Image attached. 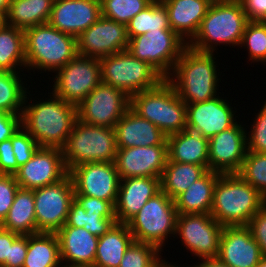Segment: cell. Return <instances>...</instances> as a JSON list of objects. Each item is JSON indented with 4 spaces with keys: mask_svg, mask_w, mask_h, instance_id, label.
<instances>
[{
    "mask_svg": "<svg viewBox=\"0 0 266 267\" xmlns=\"http://www.w3.org/2000/svg\"><path fill=\"white\" fill-rule=\"evenodd\" d=\"M26 93L21 126L34 138L40 147L62 148L77 120V108L53 93L50 99L29 103ZM52 96V97H51ZM28 99V100H27ZM28 102V105H26ZM39 102V103H38Z\"/></svg>",
    "mask_w": 266,
    "mask_h": 267,
    "instance_id": "1",
    "label": "cell"
},
{
    "mask_svg": "<svg viewBox=\"0 0 266 267\" xmlns=\"http://www.w3.org/2000/svg\"><path fill=\"white\" fill-rule=\"evenodd\" d=\"M214 55V52L198 51L188 45L182 51L167 80L186 104L205 102L219 95L220 72L216 70Z\"/></svg>",
    "mask_w": 266,
    "mask_h": 267,
    "instance_id": "2",
    "label": "cell"
},
{
    "mask_svg": "<svg viewBox=\"0 0 266 267\" xmlns=\"http://www.w3.org/2000/svg\"><path fill=\"white\" fill-rule=\"evenodd\" d=\"M265 204L266 198L238 174H220L210 214L223 227L248 226Z\"/></svg>",
    "mask_w": 266,
    "mask_h": 267,
    "instance_id": "3",
    "label": "cell"
},
{
    "mask_svg": "<svg viewBox=\"0 0 266 267\" xmlns=\"http://www.w3.org/2000/svg\"><path fill=\"white\" fill-rule=\"evenodd\" d=\"M248 22L239 0L211 3L196 35L187 45L202 52H214L218 44L239 46Z\"/></svg>",
    "mask_w": 266,
    "mask_h": 267,
    "instance_id": "4",
    "label": "cell"
},
{
    "mask_svg": "<svg viewBox=\"0 0 266 267\" xmlns=\"http://www.w3.org/2000/svg\"><path fill=\"white\" fill-rule=\"evenodd\" d=\"M26 69L56 72L77 55L76 37L49 23L24 30Z\"/></svg>",
    "mask_w": 266,
    "mask_h": 267,
    "instance_id": "5",
    "label": "cell"
},
{
    "mask_svg": "<svg viewBox=\"0 0 266 267\" xmlns=\"http://www.w3.org/2000/svg\"><path fill=\"white\" fill-rule=\"evenodd\" d=\"M130 108L156 125L166 136L186 129V103L167 79L155 88L132 95Z\"/></svg>",
    "mask_w": 266,
    "mask_h": 267,
    "instance_id": "6",
    "label": "cell"
},
{
    "mask_svg": "<svg viewBox=\"0 0 266 267\" xmlns=\"http://www.w3.org/2000/svg\"><path fill=\"white\" fill-rule=\"evenodd\" d=\"M61 149L68 172L86 163L114 162L117 150L115 130L76 120Z\"/></svg>",
    "mask_w": 266,
    "mask_h": 267,
    "instance_id": "7",
    "label": "cell"
},
{
    "mask_svg": "<svg viewBox=\"0 0 266 267\" xmlns=\"http://www.w3.org/2000/svg\"><path fill=\"white\" fill-rule=\"evenodd\" d=\"M177 216L174 200L160 191L126 224L134 241L153 244L163 251L168 236H175Z\"/></svg>",
    "mask_w": 266,
    "mask_h": 267,
    "instance_id": "8",
    "label": "cell"
},
{
    "mask_svg": "<svg viewBox=\"0 0 266 267\" xmlns=\"http://www.w3.org/2000/svg\"><path fill=\"white\" fill-rule=\"evenodd\" d=\"M102 82L124 91L129 97L155 88L164 78L148 63L128 50L99 59Z\"/></svg>",
    "mask_w": 266,
    "mask_h": 267,
    "instance_id": "9",
    "label": "cell"
},
{
    "mask_svg": "<svg viewBox=\"0 0 266 267\" xmlns=\"http://www.w3.org/2000/svg\"><path fill=\"white\" fill-rule=\"evenodd\" d=\"M186 46L187 43L174 31H148L129 38L127 50L167 79Z\"/></svg>",
    "mask_w": 266,
    "mask_h": 267,
    "instance_id": "10",
    "label": "cell"
},
{
    "mask_svg": "<svg viewBox=\"0 0 266 267\" xmlns=\"http://www.w3.org/2000/svg\"><path fill=\"white\" fill-rule=\"evenodd\" d=\"M54 78L51 93L77 107L102 82L99 59L77 54Z\"/></svg>",
    "mask_w": 266,
    "mask_h": 267,
    "instance_id": "11",
    "label": "cell"
},
{
    "mask_svg": "<svg viewBox=\"0 0 266 267\" xmlns=\"http://www.w3.org/2000/svg\"><path fill=\"white\" fill-rule=\"evenodd\" d=\"M76 108L77 120L114 128L130 108V97L124 91L101 82Z\"/></svg>",
    "mask_w": 266,
    "mask_h": 267,
    "instance_id": "12",
    "label": "cell"
},
{
    "mask_svg": "<svg viewBox=\"0 0 266 267\" xmlns=\"http://www.w3.org/2000/svg\"><path fill=\"white\" fill-rule=\"evenodd\" d=\"M34 200L38 232L57 233L65 225L74 200L70 175L55 184L34 189Z\"/></svg>",
    "mask_w": 266,
    "mask_h": 267,
    "instance_id": "13",
    "label": "cell"
},
{
    "mask_svg": "<svg viewBox=\"0 0 266 267\" xmlns=\"http://www.w3.org/2000/svg\"><path fill=\"white\" fill-rule=\"evenodd\" d=\"M222 229L210 213L178 214L175 236L199 260L217 258Z\"/></svg>",
    "mask_w": 266,
    "mask_h": 267,
    "instance_id": "14",
    "label": "cell"
},
{
    "mask_svg": "<svg viewBox=\"0 0 266 267\" xmlns=\"http://www.w3.org/2000/svg\"><path fill=\"white\" fill-rule=\"evenodd\" d=\"M74 195H84L109 201L117 200L120 177L114 162H93L78 165L69 171Z\"/></svg>",
    "mask_w": 266,
    "mask_h": 267,
    "instance_id": "15",
    "label": "cell"
},
{
    "mask_svg": "<svg viewBox=\"0 0 266 267\" xmlns=\"http://www.w3.org/2000/svg\"><path fill=\"white\" fill-rule=\"evenodd\" d=\"M128 42L127 25L101 16L76 38L77 54L100 59L127 50Z\"/></svg>",
    "mask_w": 266,
    "mask_h": 267,
    "instance_id": "16",
    "label": "cell"
},
{
    "mask_svg": "<svg viewBox=\"0 0 266 267\" xmlns=\"http://www.w3.org/2000/svg\"><path fill=\"white\" fill-rule=\"evenodd\" d=\"M68 174L61 148L39 147L14 175L20 188L34 190L55 184Z\"/></svg>",
    "mask_w": 266,
    "mask_h": 267,
    "instance_id": "17",
    "label": "cell"
},
{
    "mask_svg": "<svg viewBox=\"0 0 266 267\" xmlns=\"http://www.w3.org/2000/svg\"><path fill=\"white\" fill-rule=\"evenodd\" d=\"M239 123V124H238ZM247 131L237 122L209 139V170L237 174L247 153Z\"/></svg>",
    "mask_w": 266,
    "mask_h": 267,
    "instance_id": "18",
    "label": "cell"
},
{
    "mask_svg": "<svg viewBox=\"0 0 266 267\" xmlns=\"http://www.w3.org/2000/svg\"><path fill=\"white\" fill-rule=\"evenodd\" d=\"M168 159V145L117 148L115 166L120 179L160 178Z\"/></svg>",
    "mask_w": 266,
    "mask_h": 267,
    "instance_id": "19",
    "label": "cell"
},
{
    "mask_svg": "<svg viewBox=\"0 0 266 267\" xmlns=\"http://www.w3.org/2000/svg\"><path fill=\"white\" fill-rule=\"evenodd\" d=\"M228 103L218 95L205 102L186 104V128L207 139L229 129L238 116Z\"/></svg>",
    "mask_w": 266,
    "mask_h": 267,
    "instance_id": "20",
    "label": "cell"
},
{
    "mask_svg": "<svg viewBox=\"0 0 266 267\" xmlns=\"http://www.w3.org/2000/svg\"><path fill=\"white\" fill-rule=\"evenodd\" d=\"M101 16V0H56L48 23L77 38Z\"/></svg>",
    "mask_w": 266,
    "mask_h": 267,
    "instance_id": "21",
    "label": "cell"
},
{
    "mask_svg": "<svg viewBox=\"0 0 266 267\" xmlns=\"http://www.w3.org/2000/svg\"><path fill=\"white\" fill-rule=\"evenodd\" d=\"M248 226H225L222 229L217 258L230 267H256L263 258Z\"/></svg>",
    "mask_w": 266,
    "mask_h": 267,
    "instance_id": "22",
    "label": "cell"
},
{
    "mask_svg": "<svg viewBox=\"0 0 266 267\" xmlns=\"http://www.w3.org/2000/svg\"><path fill=\"white\" fill-rule=\"evenodd\" d=\"M160 191V178L133 177L121 179L114 205L117 223L126 224L150 198Z\"/></svg>",
    "mask_w": 266,
    "mask_h": 267,
    "instance_id": "23",
    "label": "cell"
},
{
    "mask_svg": "<svg viewBox=\"0 0 266 267\" xmlns=\"http://www.w3.org/2000/svg\"><path fill=\"white\" fill-rule=\"evenodd\" d=\"M117 148L168 145L167 136L149 120L142 118L131 108L114 127Z\"/></svg>",
    "mask_w": 266,
    "mask_h": 267,
    "instance_id": "24",
    "label": "cell"
},
{
    "mask_svg": "<svg viewBox=\"0 0 266 267\" xmlns=\"http://www.w3.org/2000/svg\"><path fill=\"white\" fill-rule=\"evenodd\" d=\"M64 265L93 267L99 237L83 227L63 226L57 233Z\"/></svg>",
    "mask_w": 266,
    "mask_h": 267,
    "instance_id": "25",
    "label": "cell"
},
{
    "mask_svg": "<svg viewBox=\"0 0 266 267\" xmlns=\"http://www.w3.org/2000/svg\"><path fill=\"white\" fill-rule=\"evenodd\" d=\"M169 26L187 44L196 35L211 2L208 0H162Z\"/></svg>",
    "mask_w": 266,
    "mask_h": 267,
    "instance_id": "26",
    "label": "cell"
},
{
    "mask_svg": "<svg viewBox=\"0 0 266 267\" xmlns=\"http://www.w3.org/2000/svg\"><path fill=\"white\" fill-rule=\"evenodd\" d=\"M168 159L179 163L202 165L209 170V139L184 129L167 136Z\"/></svg>",
    "mask_w": 266,
    "mask_h": 267,
    "instance_id": "27",
    "label": "cell"
},
{
    "mask_svg": "<svg viewBox=\"0 0 266 267\" xmlns=\"http://www.w3.org/2000/svg\"><path fill=\"white\" fill-rule=\"evenodd\" d=\"M220 173L209 170L193 182L186 191L175 199L178 214H208L213 205L214 187Z\"/></svg>",
    "mask_w": 266,
    "mask_h": 267,
    "instance_id": "28",
    "label": "cell"
},
{
    "mask_svg": "<svg viewBox=\"0 0 266 267\" xmlns=\"http://www.w3.org/2000/svg\"><path fill=\"white\" fill-rule=\"evenodd\" d=\"M133 241L128 225L116 223L99 237L93 267H119L126 250Z\"/></svg>",
    "mask_w": 266,
    "mask_h": 267,
    "instance_id": "29",
    "label": "cell"
},
{
    "mask_svg": "<svg viewBox=\"0 0 266 267\" xmlns=\"http://www.w3.org/2000/svg\"><path fill=\"white\" fill-rule=\"evenodd\" d=\"M34 204V190L19 188L0 227L19 235L39 233Z\"/></svg>",
    "mask_w": 266,
    "mask_h": 267,
    "instance_id": "30",
    "label": "cell"
},
{
    "mask_svg": "<svg viewBox=\"0 0 266 267\" xmlns=\"http://www.w3.org/2000/svg\"><path fill=\"white\" fill-rule=\"evenodd\" d=\"M51 0H14L5 15V24L22 30L49 22Z\"/></svg>",
    "mask_w": 266,
    "mask_h": 267,
    "instance_id": "31",
    "label": "cell"
},
{
    "mask_svg": "<svg viewBox=\"0 0 266 267\" xmlns=\"http://www.w3.org/2000/svg\"><path fill=\"white\" fill-rule=\"evenodd\" d=\"M208 171L202 165L179 163L167 159L166 166L160 177L161 191L174 200Z\"/></svg>",
    "mask_w": 266,
    "mask_h": 267,
    "instance_id": "32",
    "label": "cell"
},
{
    "mask_svg": "<svg viewBox=\"0 0 266 267\" xmlns=\"http://www.w3.org/2000/svg\"><path fill=\"white\" fill-rule=\"evenodd\" d=\"M59 239L56 233L28 235V249L23 267H61Z\"/></svg>",
    "mask_w": 266,
    "mask_h": 267,
    "instance_id": "33",
    "label": "cell"
},
{
    "mask_svg": "<svg viewBox=\"0 0 266 267\" xmlns=\"http://www.w3.org/2000/svg\"><path fill=\"white\" fill-rule=\"evenodd\" d=\"M26 68L24 30L4 24L0 28V71ZM19 70H17V69Z\"/></svg>",
    "mask_w": 266,
    "mask_h": 267,
    "instance_id": "34",
    "label": "cell"
},
{
    "mask_svg": "<svg viewBox=\"0 0 266 267\" xmlns=\"http://www.w3.org/2000/svg\"><path fill=\"white\" fill-rule=\"evenodd\" d=\"M148 31H173L162 1H152L127 24L128 37L143 35Z\"/></svg>",
    "mask_w": 266,
    "mask_h": 267,
    "instance_id": "35",
    "label": "cell"
},
{
    "mask_svg": "<svg viewBox=\"0 0 266 267\" xmlns=\"http://www.w3.org/2000/svg\"><path fill=\"white\" fill-rule=\"evenodd\" d=\"M20 72L0 71V112L21 115L27 93Z\"/></svg>",
    "mask_w": 266,
    "mask_h": 267,
    "instance_id": "36",
    "label": "cell"
},
{
    "mask_svg": "<svg viewBox=\"0 0 266 267\" xmlns=\"http://www.w3.org/2000/svg\"><path fill=\"white\" fill-rule=\"evenodd\" d=\"M116 223V218H105L102 214L86 213V210L74 199L70 204L64 226L83 227L92 235L100 237Z\"/></svg>",
    "mask_w": 266,
    "mask_h": 267,
    "instance_id": "37",
    "label": "cell"
},
{
    "mask_svg": "<svg viewBox=\"0 0 266 267\" xmlns=\"http://www.w3.org/2000/svg\"><path fill=\"white\" fill-rule=\"evenodd\" d=\"M248 50L249 60L266 61V21H249L246 25L242 40L239 45Z\"/></svg>",
    "mask_w": 266,
    "mask_h": 267,
    "instance_id": "38",
    "label": "cell"
},
{
    "mask_svg": "<svg viewBox=\"0 0 266 267\" xmlns=\"http://www.w3.org/2000/svg\"><path fill=\"white\" fill-rule=\"evenodd\" d=\"M237 174L266 198V153L247 151Z\"/></svg>",
    "mask_w": 266,
    "mask_h": 267,
    "instance_id": "39",
    "label": "cell"
},
{
    "mask_svg": "<svg viewBox=\"0 0 266 267\" xmlns=\"http://www.w3.org/2000/svg\"><path fill=\"white\" fill-rule=\"evenodd\" d=\"M152 0H101L102 16L127 25Z\"/></svg>",
    "mask_w": 266,
    "mask_h": 267,
    "instance_id": "40",
    "label": "cell"
},
{
    "mask_svg": "<svg viewBox=\"0 0 266 267\" xmlns=\"http://www.w3.org/2000/svg\"><path fill=\"white\" fill-rule=\"evenodd\" d=\"M161 251L153 244L133 241L126 250L119 267H151Z\"/></svg>",
    "mask_w": 266,
    "mask_h": 267,
    "instance_id": "41",
    "label": "cell"
},
{
    "mask_svg": "<svg viewBox=\"0 0 266 267\" xmlns=\"http://www.w3.org/2000/svg\"><path fill=\"white\" fill-rule=\"evenodd\" d=\"M11 143L19 167L29 161L40 147L22 126L11 137Z\"/></svg>",
    "mask_w": 266,
    "mask_h": 267,
    "instance_id": "42",
    "label": "cell"
},
{
    "mask_svg": "<svg viewBox=\"0 0 266 267\" xmlns=\"http://www.w3.org/2000/svg\"><path fill=\"white\" fill-rule=\"evenodd\" d=\"M261 108L247 135V151L253 153H266V101Z\"/></svg>",
    "mask_w": 266,
    "mask_h": 267,
    "instance_id": "43",
    "label": "cell"
},
{
    "mask_svg": "<svg viewBox=\"0 0 266 267\" xmlns=\"http://www.w3.org/2000/svg\"><path fill=\"white\" fill-rule=\"evenodd\" d=\"M19 188L15 175L0 174V224L7 216Z\"/></svg>",
    "mask_w": 266,
    "mask_h": 267,
    "instance_id": "44",
    "label": "cell"
},
{
    "mask_svg": "<svg viewBox=\"0 0 266 267\" xmlns=\"http://www.w3.org/2000/svg\"><path fill=\"white\" fill-rule=\"evenodd\" d=\"M74 199L86 210V213L102 214L105 218H115L114 206L99 198L74 195Z\"/></svg>",
    "mask_w": 266,
    "mask_h": 267,
    "instance_id": "45",
    "label": "cell"
},
{
    "mask_svg": "<svg viewBox=\"0 0 266 267\" xmlns=\"http://www.w3.org/2000/svg\"><path fill=\"white\" fill-rule=\"evenodd\" d=\"M248 227L263 256H266V204L251 218Z\"/></svg>",
    "mask_w": 266,
    "mask_h": 267,
    "instance_id": "46",
    "label": "cell"
},
{
    "mask_svg": "<svg viewBox=\"0 0 266 267\" xmlns=\"http://www.w3.org/2000/svg\"><path fill=\"white\" fill-rule=\"evenodd\" d=\"M19 170L13 152L11 138L0 143V174L14 175Z\"/></svg>",
    "mask_w": 266,
    "mask_h": 267,
    "instance_id": "47",
    "label": "cell"
},
{
    "mask_svg": "<svg viewBox=\"0 0 266 267\" xmlns=\"http://www.w3.org/2000/svg\"><path fill=\"white\" fill-rule=\"evenodd\" d=\"M28 249V235H19L10 245L9 267H23Z\"/></svg>",
    "mask_w": 266,
    "mask_h": 267,
    "instance_id": "48",
    "label": "cell"
},
{
    "mask_svg": "<svg viewBox=\"0 0 266 267\" xmlns=\"http://www.w3.org/2000/svg\"><path fill=\"white\" fill-rule=\"evenodd\" d=\"M21 127V115L0 112V143L11 138Z\"/></svg>",
    "mask_w": 266,
    "mask_h": 267,
    "instance_id": "49",
    "label": "cell"
},
{
    "mask_svg": "<svg viewBox=\"0 0 266 267\" xmlns=\"http://www.w3.org/2000/svg\"><path fill=\"white\" fill-rule=\"evenodd\" d=\"M249 21H266V0H239Z\"/></svg>",
    "mask_w": 266,
    "mask_h": 267,
    "instance_id": "50",
    "label": "cell"
},
{
    "mask_svg": "<svg viewBox=\"0 0 266 267\" xmlns=\"http://www.w3.org/2000/svg\"><path fill=\"white\" fill-rule=\"evenodd\" d=\"M19 236L0 227V267H9L10 245Z\"/></svg>",
    "mask_w": 266,
    "mask_h": 267,
    "instance_id": "51",
    "label": "cell"
},
{
    "mask_svg": "<svg viewBox=\"0 0 266 267\" xmlns=\"http://www.w3.org/2000/svg\"><path fill=\"white\" fill-rule=\"evenodd\" d=\"M191 267H230L220 261L218 258L202 259L198 264Z\"/></svg>",
    "mask_w": 266,
    "mask_h": 267,
    "instance_id": "52",
    "label": "cell"
},
{
    "mask_svg": "<svg viewBox=\"0 0 266 267\" xmlns=\"http://www.w3.org/2000/svg\"><path fill=\"white\" fill-rule=\"evenodd\" d=\"M10 2L8 0H0V12L6 15Z\"/></svg>",
    "mask_w": 266,
    "mask_h": 267,
    "instance_id": "53",
    "label": "cell"
},
{
    "mask_svg": "<svg viewBox=\"0 0 266 267\" xmlns=\"http://www.w3.org/2000/svg\"><path fill=\"white\" fill-rule=\"evenodd\" d=\"M168 261L162 259V256L151 267H166Z\"/></svg>",
    "mask_w": 266,
    "mask_h": 267,
    "instance_id": "54",
    "label": "cell"
},
{
    "mask_svg": "<svg viewBox=\"0 0 266 267\" xmlns=\"http://www.w3.org/2000/svg\"><path fill=\"white\" fill-rule=\"evenodd\" d=\"M256 267H266V256H264L259 263L257 264Z\"/></svg>",
    "mask_w": 266,
    "mask_h": 267,
    "instance_id": "55",
    "label": "cell"
},
{
    "mask_svg": "<svg viewBox=\"0 0 266 267\" xmlns=\"http://www.w3.org/2000/svg\"><path fill=\"white\" fill-rule=\"evenodd\" d=\"M5 24V15L0 12V28Z\"/></svg>",
    "mask_w": 266,
    "mask_h": 267,
    "instance_id": "56",
    "label": "cell"
},
{
    "mask_svg": "<svg viewBox=\"0 0 266 267\" xmlns=\"http://www.w3.org/2000/svg\"><path fill=\"white\" fill-rule=\"evenodd\" d=\"M166 267H181V266H177L176 264H174V265H172V264H167V266ZM187 267V266H186ZM188 267H191V266H188Z\"/></svg>",
    "mask_w": 266,
    "mask_h": 267,
    "instance_id": "57",
    "label": "cell"
},
{
    "mask_svg": "<svg viewBox=\"0 0 266 267\" xmlns=\"http://www.w3.org/2000/svg\"><path fill=\"white\" fill-rule=\"evenodd\" d=\"M211 3H216V2H222V1H226V0H208Z\"/></svg>",
    "mask_w": 266,
    "mask_h": 267,
    "instance_id": "58",
    "label": "cell"
},
{
    "mask_svg": "<svg viewBox=\"0 0 266 267\" xmlns=\"http://www.w3.org/2000/svg\"><path fill=\"white\" fill-rule=\"evenodd\" d=\"M61 267H79V266L62 265Z\"/></svg>",
    "mask_w": 266,
    "mask_h": 267,
    "instance_id": "59",
    "label": "cell"
}]
</instances>
